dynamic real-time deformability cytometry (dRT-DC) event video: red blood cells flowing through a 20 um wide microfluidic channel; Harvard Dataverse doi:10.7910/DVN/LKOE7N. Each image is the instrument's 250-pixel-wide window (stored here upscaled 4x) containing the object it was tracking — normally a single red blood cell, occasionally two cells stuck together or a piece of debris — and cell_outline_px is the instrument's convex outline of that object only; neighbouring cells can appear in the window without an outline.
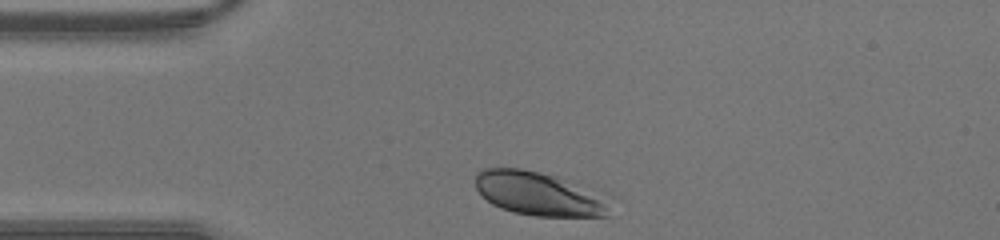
{"species": "human", "species_latin": "Homo sapiens", "temperature_condition": "warm", "stored_images_in_passage": 25, "camera_frame_rate_fps": 3000, "um_per_image_px": 0.085, "donor": {"sex": "male"}, "frame": {"image": 1, "passage_image": 1, "time_ms": 0.0, "image_size_px": [1000, 240], "cell_outline_px": [[616, 196], [608, 216], [536, 216], [512, 212], [500, 208], [492, 204], [476, 188], [476, 172], [484, 168], [520, 168], [540, 172]], "centroid_in_image_um": [45.96, 16.48], "position_along_channel_um": 39.0, "area_um2": 35.03}}
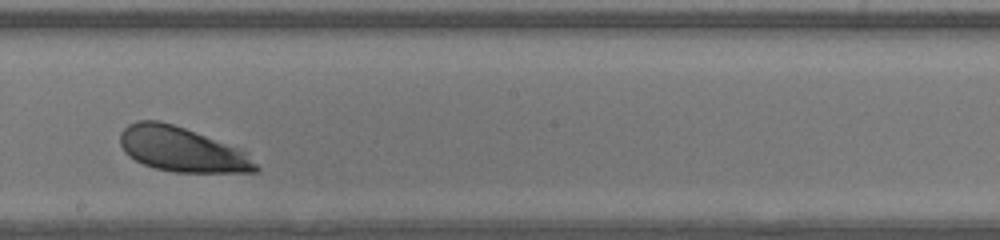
{"frame": {"image": 2, "passage_image": 15, "time_ms": 4.667, "image_size_px": [1000, 240], "cell_outline_px": [[260, 168], [256, 172], [176, 172], [156, 168], [144, 164], [128, 156], [124, 152], [120, 144], [120, 132], [128, 124], [136, 120], [156, 120], [172, 124], [184, 128], [240, 148], [248, 152]], "centroid_in_image_um": [15.47, 12.7], "position_along_channel_um": 232.7, "area_um2": 35.32}}
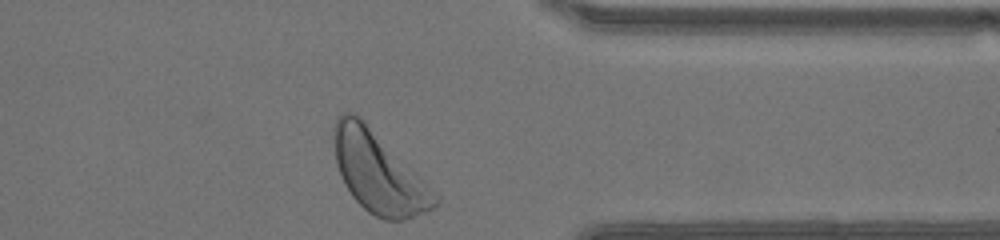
{"frame": {"image": 3, "passage_image": 25, "time_ms": 8.0, "image_size_px": [1000, 240], "cell_outline_px": [[440, 200], [432, 208], [424, 212], [400, 220], [384, 220], [368, 212], [352, 196], [344, 184], [336, 164], [332, 128], [336, 116], [340, 112], [352, 112], [360, 116]], "centroid_in_image_um": [32.06, 14.63], "position_along_channel_um": 379.3, "area_um2": 46.18}}